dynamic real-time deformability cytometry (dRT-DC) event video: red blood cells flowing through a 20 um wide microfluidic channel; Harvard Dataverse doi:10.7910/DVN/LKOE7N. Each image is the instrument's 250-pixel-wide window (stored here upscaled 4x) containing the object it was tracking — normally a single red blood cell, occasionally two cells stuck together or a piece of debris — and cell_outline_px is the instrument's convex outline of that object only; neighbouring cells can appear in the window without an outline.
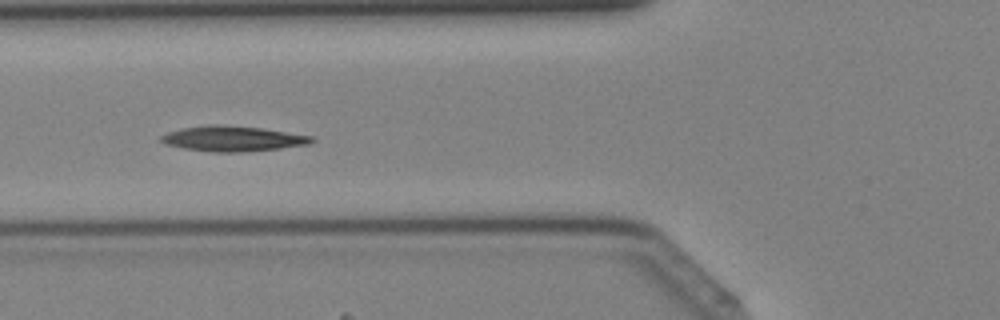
{"species": "Egyptian fruit bat (a non-hibernating species)", "species_latin": "Rousettus aegyptiacus", "temperature_condition": "cold", "stored_images_in_passage": 41, "camera_frame_rate_fps": 3000, "um_per_image_px": 0.085, "animal": {"sex": "female"}, "frame": {"image": 1, "passage_image": 15, "time_ms": 4.667, "image_size_px": [1000, 320], "cell_outline_px": [[316, 140], [308, 144], [280, 148], [240, 152], [212, 152], [184, 148], [164, 144], [160, 140], [160, 136], [168, 132], [180, 128], [208, 124], [216, 124], [260, 128], [312, 136]], "centroid_in_image_um": [19.73, 11.78], "position_along_channel_um": 106.1, "area_um2": 22.08}}
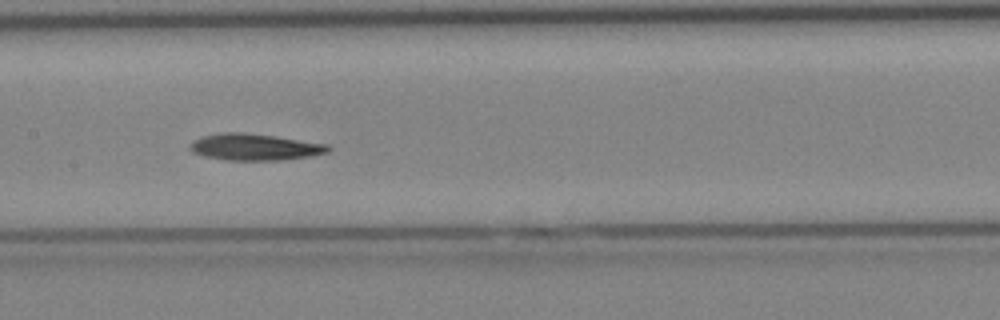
{"frame": {"image": 2, "passage_image": 20, "time_ms": 6.333, "image_size_px": [1000, 320], "cell_outline_px": [[332, 148], [328, 152], [308, 156], [280, 160], [228, 160], [204, 156], [192, 152], [188, 148], [192, 140], [204, 136], [220, 132], [240, 132], [276, 136], [328, 144]], "centroid_in_image_um": [21.63, 12.49], "position_along_channel_um": 185.8, "area_um2": 21.39}}
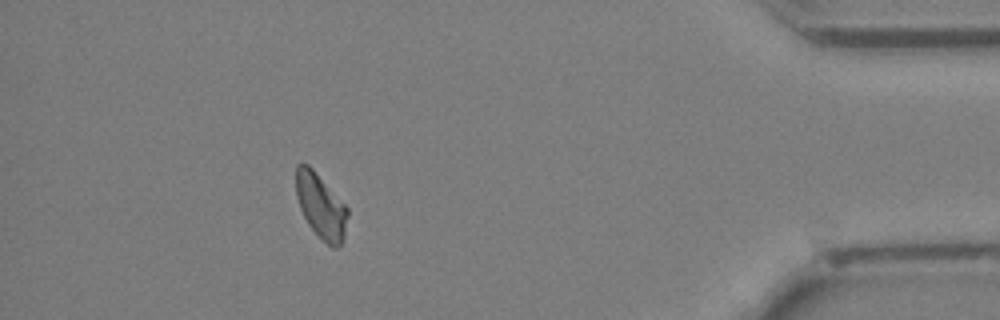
{"frame": {"image": 3, "passage_image": 37, "time_ms": 12.0, "image_size_px": [1000, 320], "cell_outline_px": [[348, 216], [344, 236], [340, 244], [336, 248], [332, 248], [308, 224], [300, 208], [296, 196], [296, 164], [308, 164], [312, 168], [348, 208]], "centroid_in_image_um": [27.27, 17.5], "position_along_channel_um": 407.9, "area_um2": 19.07}}